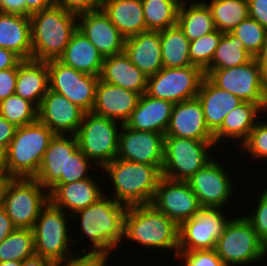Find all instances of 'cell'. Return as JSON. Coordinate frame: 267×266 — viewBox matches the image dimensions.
<instances>
[{"label": "cell", "instance_id": "obj_1", "mask_svg": "<svg viewBox=\"0 0 267 266\" xmlns=\"http://www.w3.org/2000/svg\"><path fill=\"white\" fill-rule=\"evenodd\" d=\"M126 206L116 202L112 196L101 197L97 202L77 211L80 217L82 235L90 242V253L108 260L111 250H116L123 239L124 214Z\"/></svg>", "mask_w": 267, "mask_h": 266}, {"label": "cell", "instance_id": "obj_2", "mask_svg": "<svg viewBox=\"0 0 267 266\" xmlns=\"http://www.w3.org/2000/svg\"><path fill=\"white\" fill-rule=\"evenodd\" d=\"M78 14L52 5L30 15L32 59H58L77 30Z\"/></svg>", "mask_w": 267, "mask_h": 266}, {"label": "cell", "instance_id": "obj_3", "mask_svg": "<svg viewBox=\"0 0 267 266\" xmlns=\"http://www.w3.org/2000/svg\"><path fill=\"white\" fill-rule=\"evenodd\" d=\"M123 238L151 249H171L176 258L179 226L152 204L129 206L124 214Z\"/></svg>", "mask_w": 267, "mask_h": 266}, {"label": "cell", "instance_id": "obj_4", "mask_svg": "<svg viewBox=\"0 0 267 266\" xmlns=\"http://www.w3.org/2000/svg\"><path fill=\"white\" fill-rule=\"evenodd\" d=\"M113 181V198L126 207L151 204L162 172L154 165L115 158L102 167Z\"/></svg>", "mask_w": 267, "mask_h": 266}, {"label": "cell", "instance_id": "obj_5", "mask_svg": "<svg viewBox=\"0 0 267 266\" xmlns=\"http://www.w3.org/2000/svg\"><path fill=\"white\" fill-rule=\"evenodd\" d=\"M55 134L38 120L17 127L8 151V179L34 178Z\"/></svg>", "mask_w": 267, "mask_h": 266}, {"label": "cell", "instance_id": "obj_6", "mask_svg": "<svg viewBox=\"0 0 267 266\" xmlns=\"http://www.w3.org/2000/svg\"><path fill=\"white\" fill-rule=\"evenodd\" d=\"M34 178H9L1 189L0 206L14 226L33 229L41 209L49 202V192Z\"/></svg>", "mask_w": 267, "mask_h": 266}, {"label": "cell", "instance_id": "obj_7", "mask_svg": "<svg viewBox=\"0 0 267 266\" xmlns=\"http://www.w3.org/2000/svg\"><path fill=\"white\" fill-rule=\"evenodd\" d=\"M214 145V140L165 136L162 176L175 181H188L213 159L208 151Z\"/></svg>", "mask_w": 267, "mask_h": 266}, {"label": "cell", "instance_id": "obj_8", "mask_svg": "<svg viewBox=\"0 0 267 266\" xmlns=\"http://www.w3.org/2000/svg\"><path fill=\"white\" fill-rule=\"evenodd\" d=\"M215 251L226 266H243L265 257L267 246L259 239L252 224L244 216H238L226 224Z\"/></svg>", "mask_w": 267, "mask_h": 266}, {"label": "cell", "instance_id": "obj_9", "mask_svg": "<svg viewBox=\"0 0 267 266\" xmlns=\"http://www.w3.org/2000/svg\"><path fill=\"white\" fill-rule=\"evenodd\" d=\"M123 124L93 112L85 113L75 134L78 148L85 156L102 168L113 161L118 152L119 134Z\"/></svg>", "mask_w": 267, "mask_h": 266}, {"label": "cell", "instance_id": "obj_10", "mask_svg": "<svg viewBox=\"0 0 267 266\" xmlns=\"http://www.w3.org/2000/svg\"><path fill=\"white\" fill-rule=\"evenodd\" d=\"M205 76L217 87L242 101L256 103L267 111V84L253 57L248 63L233 68L206 70Z\"/></svg>", "mask_w": 267, "mask_h": 266}, {"label": "cell", "instance_id": "obj_11", "mask_svg": "<svg viewBox=\"0 0 267 266\" xmlns=\"http://www.w3.org/2000/svg\"><path fill=\"white\" fill-rule=\"evenodd\" d=\"M67 215L50 201L41 209L32 229L35 255L51 260L72 256L69 243L73 241V238L69 236Z\"/></svg>", "mask_w": 267, "mask_h": 266}, {"label": "cell", "instance_id": "obj_12", "mask_svg": "<svg viewBox=\"0 0 267 266\" xmlns=\"http://www.w3.org/2000/svg\"><path fill=\"white\" fill-rule=\"evenodd\" d=\"M205 72L195 66L184 68H162L148 77L146 93L154 98L173 103L197 97Z\"/></svg>", "mask_w": 267, "mask_h": 266}, {"label": "cell", "instance_id": "obj_13", "mask_svg": "<svg viewBox=\"0 0 267 266\" xmlns=\"http://www.w3.org/2000/svg\"><path fill=\"white\" fill-rule=\"evenodd\" d=\"M49 89L65 96L86 113L91 112L99 76L89 75L64 65L58 59L47 61Z\"/></svg>", "mask_w": 267, "mask_h": 266}, {"label": "cell", "instance_id": "obj_14", "mask_svg": "<svg viewBox=\"0 0 267 266\" xmlns=\"http://www.w3.org/2000/svg\"><path fill=\"white\" fill-rule=\"evenodd\" d=\"M220 208L202 207L179 226L178 252L215 249L229 218Z\"/></svg>", "mask_w": 267, "mask_h": 266}, {"label": "cell", "instance_id": "obj_15", "mask_svg": "<svg viewBox=\"0 0 267 266\" xmlns=\"http://www.w3.org/2000/svg\"><path fill=\"white\" fill-rule=\"evenodd\" d=\"M151 204L178 226L202 208L187 181L170 180L163 176Z\"/></svg>", "mask_w": 267, "mask_h": 266}, {"label": "cell", "instance_id": "obj_16", "mask_svg": "<svg viewBox=\"0 0 267 266\" xmlns=\"http://www.w3.org/2000/svg\"><path fill=\"white\" fill-rule=\"evenodd\" d=\"M116 158L163 167L165 134L121 126Z\"/></svg>", "mask_w": 267, "mask_h": 266}, {"label": "cell", "instance_id": "obj_17", "mask_svg": "<svg viewBox=\"0 0 267 266\" xmlns=\"http://www.w3.org/2000/svg\"><path fill=\"white\" fill-rule=\"evenodd\" d=\"M226 172L218 161L212 159L187 181L201 207L225 208L234 187Z\"/></svg>", "mask_w": 267, "mask_h": 266}, {"label": "cell", "instance_id": "obj_18", "mask_svg": "<svg viewBox=\"0 0 267 266\" xmlns=\"http://www.w3.org/2000/svg\"><path fill=\"white\" fill-rule=\"evenodd\" d=\"M85 113L65 96L48 89L38 107L37 120L54 134L75 135Z\"/></svg>", "mask_w": 267, "mask_h": 266}, {"label": "cell", "instance_id": "obj_19", "mask_svg": "<svg viewBox=\"0 0 267 266\" xmlns=\"http://www.w3.org/2000/svg\"><path fill=\"white\" fill-rule=\"evenodd\" d=\"M77 20V29L88 38L104 58L124 52L126 38L102 8L80 13Z\"/></svg>", "mask_w": 267, "mask_h": 266}, {"label": "cell", "instance_id": "obj_20", "mask_svg": "<svg viewBox=\"0 0 267 266\" xmlns=\"http://www.w3.org/2000/svg\"><path fill=\"white\" fill-rule=\"evenodd\" d=\"M78 148L75 135L55 134L34 177L48 190L53 184H67L68 157Z\"/></svg>", "mask_w": 267, "mask_h": 266}, {"label": "cell", "instance_id": "obj_21", "mask_svg": "<svg viewBox=\"0 0 267 266\" xmlns=\"http://www.w3.org/2000/svg\"><path fill=\"white\" fill-rule=\"evenodd\" d=\"M165 136L214 140V135L207 127L202 104L197 97L174 103Z\"/></svg>", "mask_w": 267, "mask_h": 266}, {"label": "cell", "instance_id": "obj_22", "mask_svg": "<svg viewBox=\"0 0 267 266\" xmlns=\"http://www.w3.org/2000/svg\"><path fill=\"white\" fill-rule=\"evenodd\" d=\"M139 98L140 94L137 92L99 79L91 112L125 124L136 108Z\"/></svg>", "mask_w": 267, "mask_h": 266}, {"label": "cell", "instance_id": "obj_23", "mask_svg": "<svg viewBox=\"0 0 267 266\" xmlns=\"http://www.w3.org/2000/svg\"><path fill=\"white\" fill-rule=\"evenodd\" d=\"M92 178L68 184H53L47 191L49 201L57 208L74 215L77 211L97 202L105 193ZM68 209V210H65Z\"/></svg>", "mask_w": 267, "mask_h": 266}, {"label": "cell", "instance_id": "obj_24", "mask_svg": "<svg viewBox=\"0 0 267 266\" xmlns=\"http://www.w3.org/2000/svg\"><path fill=\"white\" fill-rule=\"evenodd\" d=\"M174 103L164 99L140 95L136 108L125 122V126L147 132L165 134L172 114Z\"/></svg>", "mask_w": 267, "mask_h": 266}, {"label": "cell", "instance_id": "obj_25", "mask_svg": "<svg viewBox=\"0 0 267 266\" xmlns=\"http://www.w3.org/2000/svg\"><path fill=\"white\" fill-rule=\"evenodd\" d=\"M124 54L147 77L158 73L163 68L160 31L147 30L126 38Z\"/></svg>", "mask_w": 267, "mask_h": 266}, {"label": "cell", "instance_id": "obj_26", "mask_svg": "<svg viewBox=\"0 0 267 266\" xmlns=\"http://www.w3.org/2000/svg\"><path fill=\"white\" fill-rule=\"evenodd\" d=\"M197 98L202 104L209 131L214 134L222 125L226 115L243 101L235 95L214 85L204 77Z\"/></svg>", "mask_w": 267, "mask_h": 266}, {"label": "cell", "instance_id": "obj_27", "mask_svg": "<svg viewBox=\"0 0 267 266\" xmlns=\"http://www.w3.org/2000/svg\"><path fill=\"white\" fill-rule=\"evenodd\" d=\"M100 80L140 95L146 93L148 77L123 53L104 58Z\"/></svg>", "mask_w": 267, "mask_h": 266}, {"label": "cell", "instance_id": "obj_28", "mask_svg": "<svg viewBox=\"0 0 267 266\" xmlns=\"http://www.w3.org/2000/svg\"><path fill=\"white\" fill-rule=\"evenodd\" d=\"M58 60L79 72L100 76L104 57L88 38L77 29Z\"/></svg>", "mask_w": 267, "mask_h": 266}, {"label": "cell", "instance_id": "obj_29", "mask_svg": "<svg viewBox=\"0 0 267 266\" xmlns=\"http://www.w3.org/2000/svg\"><path fill=\"white\" fill-rule=\"evenodd\" d=\"M49 89L47 61L23 60L18 65L15 94L32 102L37 108Z\"/></svg>", "mask_w": 267, "mask_h": 266}, {"label": "cell", "instance_id": "obj_30", "mask_svg": "<svg viewBox=\"0 0 267 266\" xmlns=\"http://www.w3.org/2000/svg\"><path fill=\"white\" fill-rule=\"evenodd\" d=\"M0 47L32 59L30 17L0 12Z\"/></svg>", "mask_w": 267, "mask_h": 266}, {"label": "cell", "instance_id": "obj_31", "mask_svg": "<svg viewBox=\"0 0 267 266\" xmlns=\"http://www.w3.org/2000/svg\"><path fill=\"white\" fill-rule=\"evenodd\" d=\"M101 8L125 38L147 31L141 0H102Z\"/></svg>", "mask_w": 267, "mask_h": 266}, {"label": "cell", "instance_id": "obj_32", "mask_svg": "<svg viewBox=\"0 0 267 266\" xmlns=\"http://www.w3.org/2000/svg\"><path fill=\"white\" fill-rule=\"evenodd\" d=\"M264 109L256 103L243 101L234 110L229 112L223 120L221 127L213 134L215 144L221 139H231L240 142L248 138L251 130L257 124V113ZM223 137V138H222Z\"/></svg>", "mask_w": 267, "mask_h": 266}, {"label": "cell", "instance_id": "obj_33", "mask_svg": "<svg viewBox=\"0 0 267 266\" xmlns=\"http://www.w3.org/2000/svg\"><path fill=\"white\" fill-rule=\"evenodd\" d=\"M177 26L184 32L189 41L198 39L217 30L211 11L206 2H181Z\"/></svg>", "mask_w": 267, "mask_h": 266}, {"label": "cell", "instance_id": "obj_34", "mask_svg": "<svg viewBox=\"0 0 267 266\" xmlns=\"http://www.w3.org/2000/svg\"><path fill=\"white\" fill-rule=\"evenodd\" d=\"M160 42L164 68L192 66L189 56L190 41L177 25L160 31Z\"/></svg>", "mask_w": 267, "mask_h": 266}, {"label": "cell", "instance_id": "obj_35", "mask_svg": "<svg viewBox=\"0 0 267 266\" xmlns=\"http://www.w3.org/2000/svg\"><path fill=\"white\" fill-rule=\"evenodd\" d=\"M209 7L216 29L231 32L244 19L249 17L247 0H211Z\"/></svg>", "mask_w": 267, "mask_h": 266}, {"label": "cell", "instance_id": "obj_36", "mask_svg": "<svg viewBox=\"0 0 267 266\" xmlns=\"http://www.w3.org/2000/svg\"><path fill=\"white\" fill-rule=\"evenodd\" d=\"M253 56L231 32H225L207 70L233 68L248 63Z\"/></svg>", "mask_w": 267, "mask_h": 266}, {"label": "cell", "instance_id": "obj_37", "mask_svg": "<svg viewBox=\"0 0 267 266\" xmlns=\"http://www.w3.org/2000/svg\"><path fill=\"white\" fill-rule=\"evenodd\" d=\"M147 30L162 31L177 25L179 0H141Z\"/></svg>", "mask_w": 267, "mask_h": 266}, {"label": "cell", "instance_id": "obj_38", "mask_svg": "<svg viewBox=\"0 0 267 266\" xmlns=\"http://www.w3.org/2000/svg\"><path fill=\"white\" fill-rule=\"evenodd\" d=\"M35 255L32 229L16 228L0 243V262L23 261Z\"/></svg>", "mask_w": 267, "mask_h": 266}, {"label": "cell", "instance_id": "obj_39", "mask_svg": "<svg viewBox=\"0 0 267 266\" xmlns=\"http://www.w3.org/2000/svg\"><path fill=\"white\" fill-rule=\"evenodd\" d=\"M38 108L29 100L15 93L0 101V116L16 127L37 121Z\"/></svg>", "mask_w": 267, "mask_h": 266}, {"label": "cell", "instance_id": "obj_40", "mask_svg": "<svg viewBox=\"0 0 267 266\" xmlns=\"http://www.w3.org/2000/svg\"><path fill=\"white\" fill-rule=\"evenodd\" d=\"M231 33L253 57L261 51L267 40V30L251 17L244 19Z\"/></svg>", "mask_w": 267, "mask_h": 266}, {"label": "cell", "instance_id": "obj_41", "mask_svg": "<svg viewBox=\"0 0 267 266\" xmlns=\"http://www.w3.org/2000/svg\"><path fill=\"white\" fill-rule=\"evenodd\" d=\"M224 33L215 30L210 34L190 41L189 56L191 64L201 68L204 72L210 67L215 50Z\"/></svg>", "mask_w": 267, "mask_h": 266}, {"label": "cell", "instance_id": "obj_42", "mask_svg": "<svg viewBox=\"0 0 267 266\" xmlns=\"http://www.w3.org/2000/svg\"><path fill=\"white\" fill-rule=\"evenodd\" d=\"M252 159L267 158V122H257L248 138L241 144Z\"/></svg>", "mask_w": 267, "mask_h": 266}, {"label": "cell", "instance_id": "obj_43", "mask_svg": "<svg viewBox=\"0 0 267 266\" xmlns=\"http://www.w3.org/2000/svg\"><path fill=\"white\" fill-rule=\"evenodd\" d=\"M177 258L183 260L181 266H226L215 249L178 252Z\"/></svg>", "mask_w": 267, "mask_h": 266}, {"label": "cell", "instance_id": "obj_44", "mask_svg": "<svg viewBox=\"0 0 267 266\" xmlns=\"http://www.w3.org/2000/svg\"><path fill=\"white\" fill-rule=\"evenodd\" d=\"M257 208L255 212H247L244 217L252 224L259 239L267 246V189L260 192Z\"/></svg>", "mask_w": 267, "mask_h": 266}, {"label": "cell", "instance_id": "obj_45", "mask_svg": "<svg viewBox=\"0 0 267 266\" xmlns=\"http://www.w3.org/2000/svg\"><path fill=\"white\" fill-rule=\"evenodd\" d=\"M90 161L91 160H89L85 154L79 148H77L68 157L67 184L91 178V176L88 175V169L92 163Z\"/></svg>", "mask_w": 267, "mask_h": 266}, {"label": "cell", "instance_id": "obj_46", "mask_svg": "<svg viewBox=\"0 0 267 266\" xmlns=\"http://www.w3.org/2000/svg\"><path fill=\"white\" fill-rule=\"evenodd\" d=\"M104 260L102 256L88 252L84 255L79 254L78 257L52 260L51 266H102Z\"/></svg>", "mask_w": 267, "mask_h": 266}, {"label": "cell", "instance_id": "obj_47", "mask_svg": "<svg viewBox=\"0 0 267 266\" xmlns=\"http://www.w3.org/2000/svg\"><path fill=\"white\" fill-rule=\"evenodd\" d=\"M53 2L54 5L76 14L94 11L102 6V0H53Z\"/></svg>", "mask_w": 267, "mask_h": 266}, {"label": "cell", "instance_id": "obj_48", "mask_svg": "<svg viewBox=\"0 0 267 266\" xmlns=\"http://www.w3.org/2000/svg\"><path fill=\"white\" fill-rule=\"evenodd\" d=\"M18 68L0 70V101L15 93Z\"/></svg>", "mask_w": 267, "mask_h": 266}, {"label": "cell", "instance_id": "obj_49", "mask_svg": "<svg viewBox=\"0 0 267 266\" xmlns=\"http://www.w3.org/2000/svg\"><path fill=\"white\" fill-rule=\"evenodd\" d=\"M249 17L267 30V0H247Z\"/></svg>", "mask_w": 267, "mask_h": 266}, {"label": "cell", "instance_id": "obj_50", "mask_svg": "<svg viewBox=\"0 0 267 266\" xmlns=\"http://www.w3.org/2000/svg\"><path fill=\"white\" fill-rule=\"evenodd\" d=\"M54 5L53 0H22V16L30 17L33 13Z\"/></svg>", "mask_w": 267, "mask_h": 266}, {"label": "cell", "instance_id": "obj_51", "mask_svg": "<svg viewBox=\"0 0 267 266\" xmlns=\"http://www.w3.org/2000/svg\"><path fill=\"white\" fill-rule=\"evenodd\" d=\"M23 59L14 51L0 47V70L18 68Z\"/></svg>", "mask_w": 267, "mask_h": 266}, {"label": "cell", "instance_id": "obj_52", "mask_svg": "<svg viewBox=\"0 0 267 266\" xmlns=\"http://www.w3.org/2000/svg\"><path fill=\"white\" fill-rule=\"evenodd\" d=\"M16 129L17 127L13 123L8 122L4 117L0 116V146L8 148Z\"/></svg>", "mask_w": 267, "mask_h": 266}, {"label": "cell", "instance_id": "obj_53", "mask_svg": "<svg viewBox=\"0 0 267 266\" xmlns=\"http://www.w3.org/2000/svg\"><path fill=\"white\" fill-rule=\"evenodd\" d=\"M15 229L16 227L7 215V212L0 206V243Z\"/></svg>", "mask_w": 267, "mask_h": 266}, {"label": "cell", "instance_id": "obj_54", "mask_svg": "<svg viewBox=\"0 0 267 266\" xmlns=\"http://www.w3.org/2000/svg\"><path fill=\"white\" fill-rule=\"evenodd\" d=\"M0 12L22 15V0H0Z\"/></svg>", "mask_w": 267, "mask_h": 266}, {"label": "cell", "instance_id": "obj_55", "mask_svg": "<svg viewBox=\"0 0 267 266\" xmlns=\"http://www.w3.org/2000/svg\"><path fill=\"white\" fill-rule=\"evenodd\" d=\"M254 58L259 65L262 78L267 84V40L261 51Z\"/></svg>", "mask_w": 267, "mask_h": 266}, {"label": "cell", "instance_id": "obj_56", "mask_svg": "<svg viewBox=\"0 0 267 266\" xmlns=\"http://www.w3.org/2000/svg\"><path fill=\"white\" fill-rule=\"evenodd\" d=\"M8 179V151L7 147L0 146V180Z\"/></svg>", "mask_w": 267, "mask_h": 266}, {"label": "cell", "instance_id": "obj_57", "mask_svg": "<svg viewBox=\"0 0 267 266\" xmlns=\"http://www.w3.org/2000/svg\"><path fill=\"white\" fill-rule=\"evenodd\" d=\"M51 259L33 255L21 262V266H51Z\"/></svg>", "mask_w": 267, "mask_h": 266}, {"label": "cell", "instance_id": "obj_58", "mask_svg": "<svg viewBox=\"0 0 267 266\" xmlns=\"http://www.w3.org/2000/svg\"><path fill=\"white\" fill-rule=\"evenodd\" d=\"M0 266H21V261L0 262Z\"/></svg>", "mask_w": 267, "mask_h": 266}, {"label": "cell", "instance_id": "obj_59", "mask_svg": "<svg viewBox=\"0 0 267 266\" xmlns=\"http://www.w3.org/2000/svg\"><path fill=\"white\" fill-rule=\"evenodd\" d=\"M4 181L0 180V203H1V189L3 186Z\"/></svg>", "mask_w": 267, "mask_h": 266}, {"label": "cell", "instance_id": "obj_60", "mask_svg": "<svg viewBox=\"0 0 267 266\" xmlns=\"http://www.w3.org/2000/svg\"><path fill=\"white\" fill-rule=\"evenodd\" d=\"M106 262H107V259L104 260L102 266H107Z\"/></svg>", "mask_w": 267, "mask_h": 266}]
</instances>
